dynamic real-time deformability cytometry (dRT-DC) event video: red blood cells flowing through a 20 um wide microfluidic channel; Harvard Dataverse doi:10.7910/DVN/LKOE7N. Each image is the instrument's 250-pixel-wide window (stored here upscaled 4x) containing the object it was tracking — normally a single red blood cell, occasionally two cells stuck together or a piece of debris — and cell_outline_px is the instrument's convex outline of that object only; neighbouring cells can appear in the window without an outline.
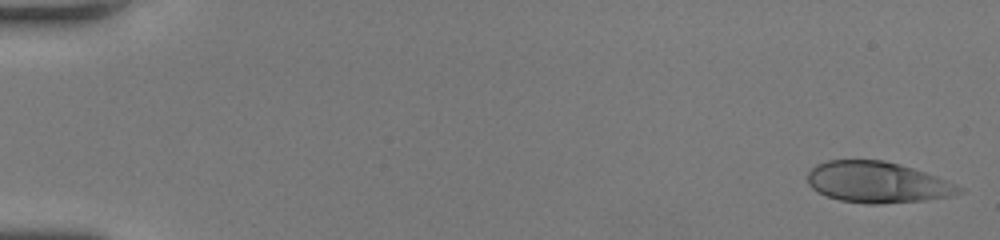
{"species": "human", "species_latin": "Homo sapiens", "temperature_condition": "room temperature", "stored_images_in_passage": 49, "camera_frame_rate_fps": 3000, "um_per_image_px": 0.085, "donor": {"sex": "female"}, "frame": {"image": 1, "passage_image": 1, "time_ms": 0.0, "image_size_px": [1000, 240], "cell_outline_px": [[964, 192], [952, 196], [924, 200], [880, 204], [868, 204], [840, 200], [816, 192], [808, 184], [808, 172], [816, 164], [828, 160], [884, 160], [900, 164], [936, 176], [956, 184], [964, 188]], "centroid_in_image_um": [74.58, 15.49], "position_along_channel_um": 10.4, "area_um2": 36.3}}
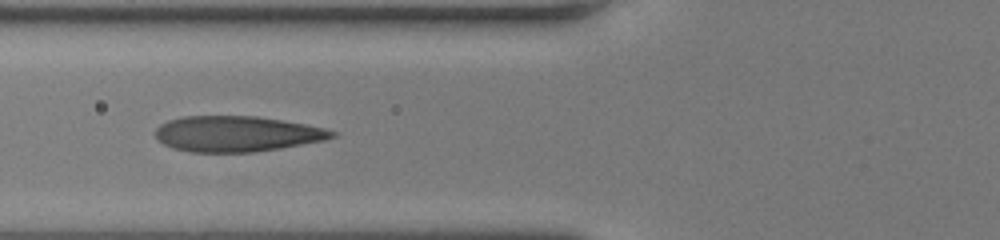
{"frame": {"image": 2, "passage_image": 20, "time_ms": 6.333, "image_size_px": [1000, 240], "cell_outline_px": [[340, 132], [336, 136], [324, 140], [280, 148], [252, 152], [188, 152], [172, 148], [156, 140], [152, 132], [160, 124], [168, 120], [180, 116], [256, 116], [304, 124], [324, 128]], "centroid_in_image_um": [20.06, 11.37], "position_along_channel_um": 105.7, "area_um2": 36.93}}
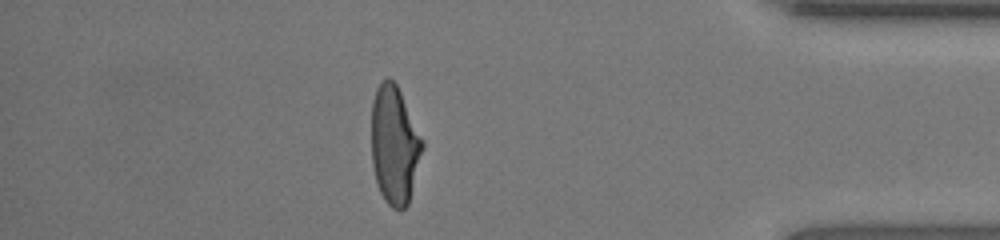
{"frame": {"image": 3, "passage_image": 43, "time_ms": 14.0, "image_size_px": [1000, 240], "cell_outline_px": [[424, 148], [408, 204], [404, 208], [392, 208], [384, 200], [376, 184], [372, 164], [372, 100], [376, 88], [380, 80], [388, 76], [396, 84], [424, 140]], "centroid_in_image_um": [33.53, 12.31], "position_along_channel_um": 401.7, "area_um2": 35.32}, "authors_computed_cell_mechanics": {"area_um2": 36.2984, "velocity_mm_per_s": 4.2907, "shape_relaxation_time_tau1_ms": 6.4237, "shape_relaxation_time_tau2_ms": 0.6813, "deformation_change_tau1": 0.272, "deformation_change_tau2": 0.0763}}